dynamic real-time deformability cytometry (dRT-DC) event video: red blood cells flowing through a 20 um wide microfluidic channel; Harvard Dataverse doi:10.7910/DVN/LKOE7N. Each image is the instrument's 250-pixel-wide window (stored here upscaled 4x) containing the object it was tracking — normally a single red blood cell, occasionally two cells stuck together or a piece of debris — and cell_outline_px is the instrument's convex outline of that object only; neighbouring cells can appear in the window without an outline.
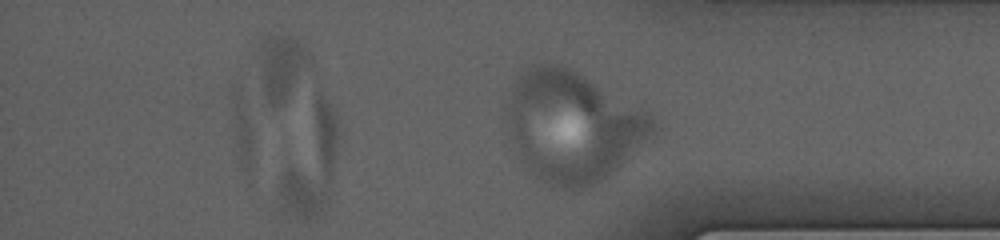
{"species": "human", "species_latin": "Homo sapiens", "temperature_condition": "cold", "stored_images_in_passage": 31, "segment_of_instrument_passage": [2, 2], "camera_frame_rate_fps": 3000, "um_per_image_px": 0.085, "donor": {"sex": "male"}, "frame": {"image": 1, "passage_image": 29, "time_ms": 10.333, "image_size_px": [1000, 240], "cell_outline_px": [[340, 132], [328, 196], [324, 204], [316, 216], [312, 220], [300, 220], [284, 212], [276, 200], [280, 180], [316, 92], [320, 92], [332, 108], [336, 116]], "centroid_in_image_um": [26.4, 13.87], "position_along_channel_um": 408.8, "area_um2": 35.37}}